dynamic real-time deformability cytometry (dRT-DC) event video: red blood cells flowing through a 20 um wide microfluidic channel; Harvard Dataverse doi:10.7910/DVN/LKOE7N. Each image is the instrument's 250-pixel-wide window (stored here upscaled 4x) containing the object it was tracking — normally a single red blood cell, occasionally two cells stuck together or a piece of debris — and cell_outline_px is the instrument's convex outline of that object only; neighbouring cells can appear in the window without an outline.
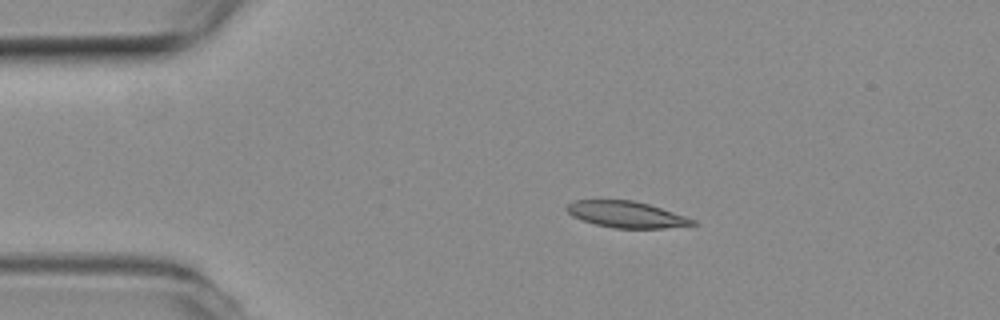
{"species": "common noctule bat (a hibernating species)", "species_latin": "Nyctalus noctula", "temperature_condition": "room temperature", "stored_images_in_passage": 2, "camera_frame_rate_fps": 3000, "um_per_image_px": 0.085, "animal": {"sex": "female", "body_mass_g": 19.3, "forearm_length_mm": 54.1}, "frame": {"image": 1, "passage_image": 1, "time_ms": 0.0, "image_size_px": [1000, 320], "cell_outline_px": [[696, 224], [664, 228], [616, 228], [596, 224], [580, 220], [572, 216], [564, 208], [572, 200], [632, 200], [648, 204], [696, 220]], "centroid_in_image_um": [53.18, 18.22], "position_along_channel_um": 31.8, "area_um2": 19.13}}
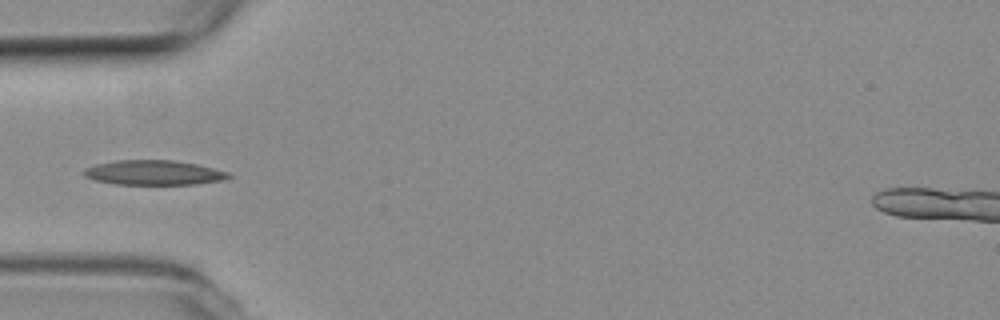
{"frame": {"image": 2, "passage_image": 2, "time_ms": 0.333, "image_size_px": [1000, 320], "cell_outline_px": [[232, 176], [228, 180], [196, 184], [116, 184], [96, 180], [84, 176], [84, 168], [96, 164], [116, 160], [172, 160], [196, 164], [228, 172]], "centroid_in_image_um": [13.1, 14.67], "position_along_channel_um": 71.9, "area_um2": 20.81}}